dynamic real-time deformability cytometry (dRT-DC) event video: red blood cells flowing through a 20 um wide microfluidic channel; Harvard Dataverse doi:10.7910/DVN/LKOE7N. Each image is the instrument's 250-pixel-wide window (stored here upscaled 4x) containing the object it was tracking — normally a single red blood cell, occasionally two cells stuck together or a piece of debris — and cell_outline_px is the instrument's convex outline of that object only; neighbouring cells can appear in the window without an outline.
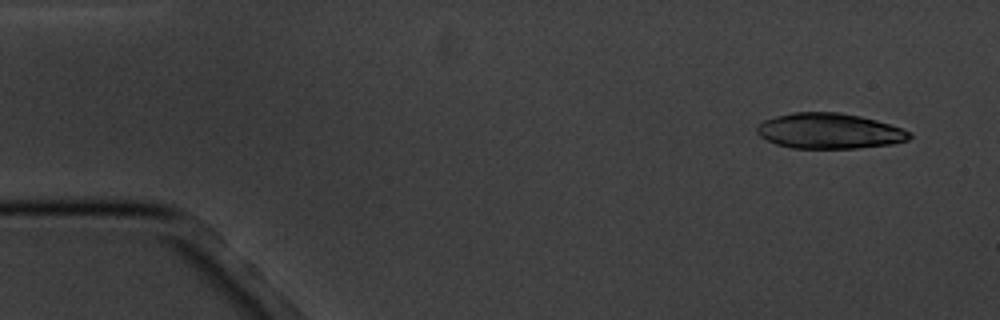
{"species": "common noctule bat (a hibernating species)", "species_latin": "Nyctalus noctula", "temperature_condition": "cold", "stored_images_in_passage": 7, "camera_frame_rate_fps": 3000, "um_per_image_px": 0.085, "animal": {"sex": "male", "body_mass_g": 20.1, "forearm_length_mm": 53.5}, "frame": {"image": 1, "passage_image": 1, "time_ms": 0.0, "image_size_px": [1000, 320], "cell_outline_px": [[912, 136], [908, 140], [892, 144], [856, 148], [792, 148], [776, 144], [760, 136], [756, 132], [756, 128], [764, 120], [776, 116], [792, 112], [840, 112], [860, 116], [876, 120], [900, 128], [908, 132]], "centroid_in_image_um": [70.47, 11.13], "position_along_channel_um": 14.5, "area_um2": 31.33}}